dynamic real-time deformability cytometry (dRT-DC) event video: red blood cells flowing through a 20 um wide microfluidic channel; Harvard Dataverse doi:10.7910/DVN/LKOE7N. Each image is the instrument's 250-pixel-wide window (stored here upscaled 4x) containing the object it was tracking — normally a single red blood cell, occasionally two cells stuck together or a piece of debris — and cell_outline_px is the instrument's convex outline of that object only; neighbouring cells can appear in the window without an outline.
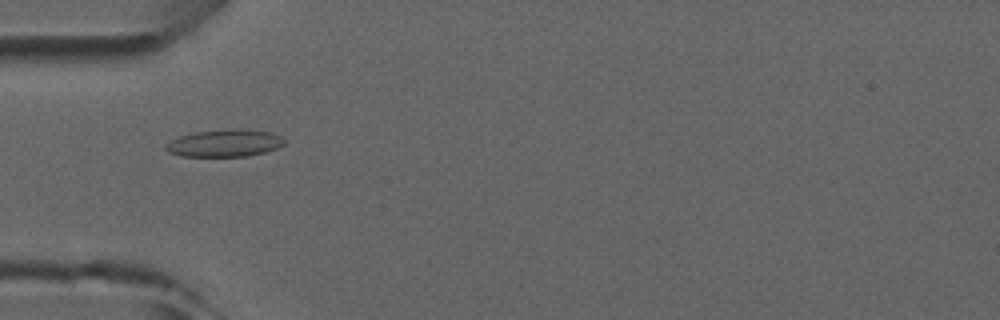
{"species": "common noctule bat (a hibernating species)", "species_latin": "Nyctalus noctula", "temperature_condition": "room temperature", "stored_images_in_passage": 6, "camera_frame_rate_fps": 3000, "um_per_image_px": 0.085, "animal": {"sex": "male", "forearm_length_mm": 52.5}, "frame": {"image": 1, "passage_image": 4, "time_ms": 4.333, "image_size_px": [1000, 320], "cell_outline_px": [[284, 144], [276, 148], [264, 152], [248, 156], [180, 156], [168, 152], [164, 148], [172, 140], [180, 136], [196, 132], [232, 128], [268, 132], [280, 136], [284, 140]], "centroid_in_image_um": [19.08, 12.17], "position_along_channel_um": 65.9, "area_um2": 18.55}}
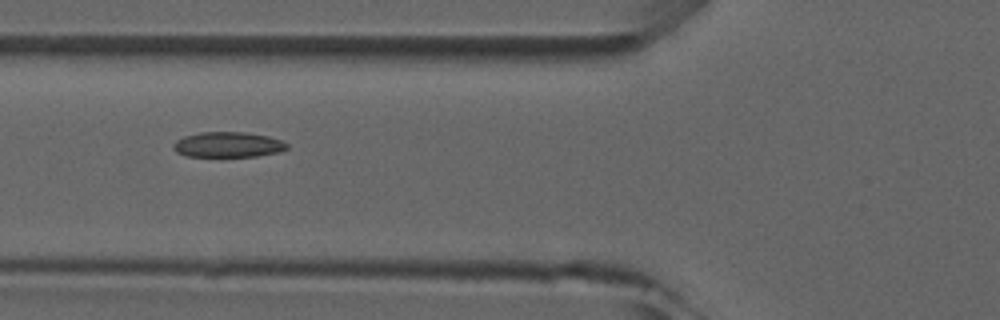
{"frame": {"image": 2, "passage_image": 5, "time_ms": 5.333, "image_size_px": [1000, 320], "cell_outline_px": [[288, 148], [280, 152], [256, 156], [188, 156], [176, 152], [172, 148], [172, 144], [176, 140], [184, 136], [200, 132], [244, 132], [268, 136], [280, 140], [288, 144]], "centroid_in_image_um": [19.36, 12.29], "position_along_channel_um": 106.4, "area_um2": 16.76}}
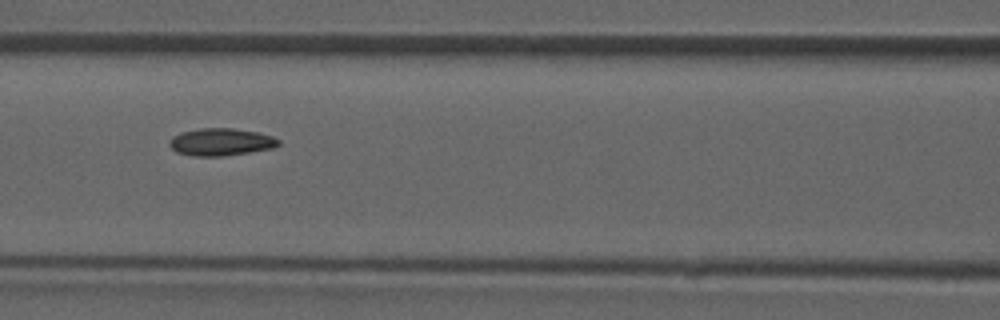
{"frame": {"image": 3, "passage_image": 6, "time_ms": 6.333, "image_size_px": [1000, 320], "cell_outline_px": [[280, 144], [272, 148], [224, 156], [192, 156], [176, 152], [168, 144], [172, 136], [180, 132], [200, 128], [232, 128], [256, 132], [272, 136], [280, 140]], "centroid_in_image_um": [18.74, 12.06], "position_along_channel_um": 147.9, "area_um2": 17.4}}